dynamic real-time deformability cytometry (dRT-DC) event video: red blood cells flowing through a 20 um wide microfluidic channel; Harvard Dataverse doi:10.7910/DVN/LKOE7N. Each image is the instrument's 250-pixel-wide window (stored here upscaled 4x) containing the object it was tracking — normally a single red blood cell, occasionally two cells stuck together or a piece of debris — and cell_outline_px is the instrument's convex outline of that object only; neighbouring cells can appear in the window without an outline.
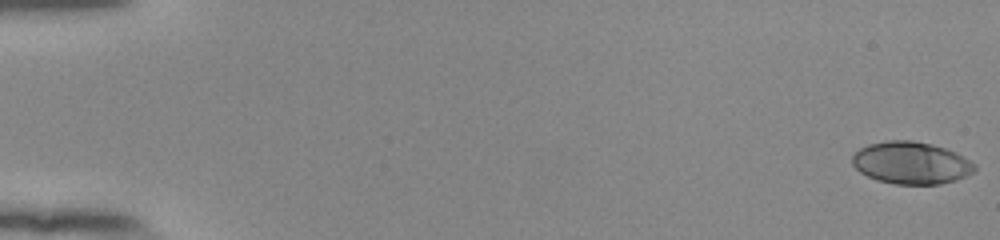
{"species": "human", "species_latin": "Homo sapiens", "temperature_condition": "room temperature", "stored_images_in_passage": 56, "camera_frame_rate_fps": 3000, "um_per_image_px": 0.085, "donor": {"sex": "female"}, "frame": {"image": 1, "passage_image": 1, "time_ms": 0.0, "image_size_px": [1000, 240], "cell_outline_px": [[976, 168], [972, 172], [956, 180], [940, 184], [896, 184], [876, 180], [860, 172], [852, 164], [852, 156], [860, 148], [868, 144], [888, 140], [912, 140], [932, 144], [956, 152], [976, 164]], "centroid_in_image_um": [77.44, 13.84], "position_along_channel_um": 7.6, "area_um2": 30.11}}
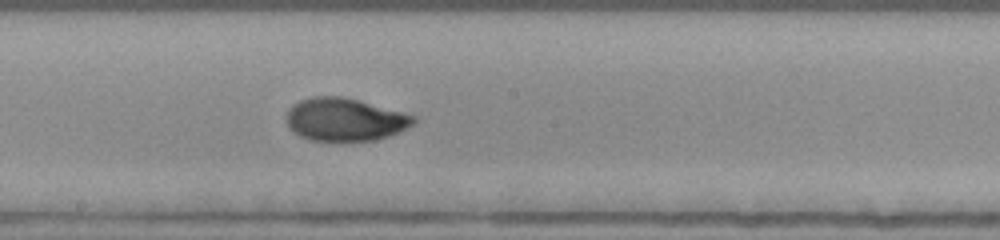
{"frame": {"image": 2, "passage_image": 32, "time_ms": 10.333, "image_size_px": [1000, 240], "cell_outline_px": [[416, 120], [412, 124], [388, 136], [372, 140], [308, 140], [300, 136], [288, 128], [288, 108], [292, 104], [300, 100], [312, 96], [340, 96], [356, 100], [416, 116]], "centroid_in_image_um": [29.25, 10.15], "position_along_channel_um": 218.9, "area_um2": 31.15}}
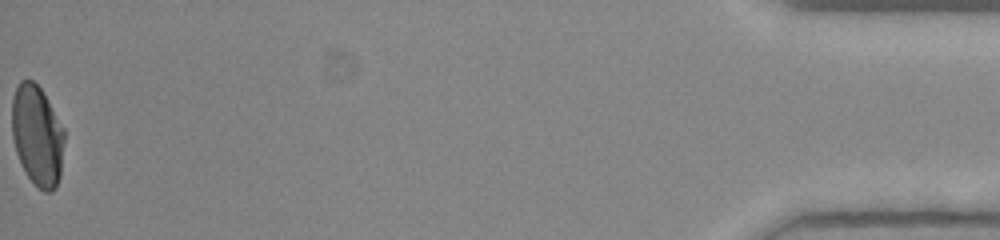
{"frame": {"image": 3, "passage_image": 56, "time_ms": 18.333, "image_size_px": [1000, 240], "cell_outline_px": [[64, 140], [60, 176], [56, 188], [52, 192], [44, 192], [28, 176], [16, 152], [12, 136], [12, 100], [16, 88], [20, 80], [32, 80], [40, 88], [64, 128]], "centroid_in_image_um": [3.17, 11.52], "position_along_channel_um": 432.0, "area_um2": 30.4}, "authors_computed_cell_mechanics": {"area_um2": 30.7207, "velocity_mm_per_s": 3.8199, "shape_relaxation_time_tau1_ms": 6.5349, "shape_relaxation_time_tau2_ms": 1.0255, "deformation_change_tau1": 0.2294, "deformation_change_tau2": 0.0392}}